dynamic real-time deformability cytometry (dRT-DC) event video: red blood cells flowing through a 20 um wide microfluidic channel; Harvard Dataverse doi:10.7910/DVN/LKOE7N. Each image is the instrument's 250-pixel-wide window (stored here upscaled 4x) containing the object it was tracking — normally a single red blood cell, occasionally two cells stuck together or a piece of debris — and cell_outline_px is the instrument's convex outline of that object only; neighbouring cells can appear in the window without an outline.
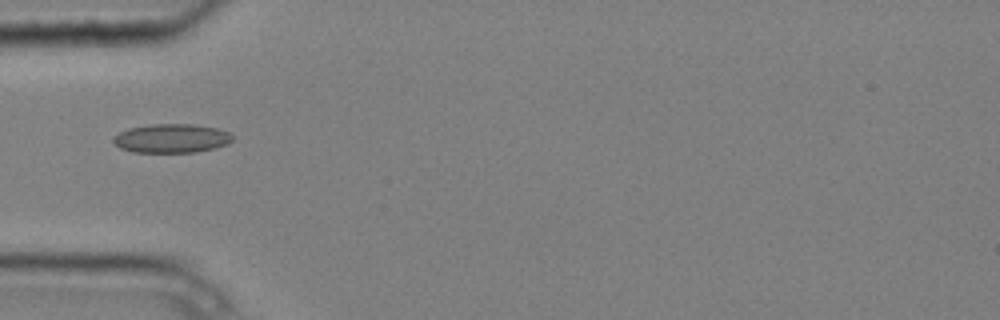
{"species": "common noctule bat (a hibernating species)", "species_latin": "Nyctalus noctula", "temperature_condition": "cold", "stored_images_in_passage": 3, "camera_frame_rate_fps": 3000, "um_per_image_px": 0.085, "animal": {"sex": "male", "body_mass_g": 20.4}, "frame": {"image": 1, "passage_image": 1, "time_ms": 0.0, "image_size_px": [1000, 320], "cell_outline_px": [[232, 140], [228, 144], [216, 148], [196, 152], [132, 152], [120, 148], [112, 140], [120, 132], [128, 128], [152, 124], [196, 124], [216, 128], [228, 132], [232, 136]], "centroid_in_image_um": [14.6, 11.76], "position_along_channel_um": 70.4, "area_um2": 20.06}}
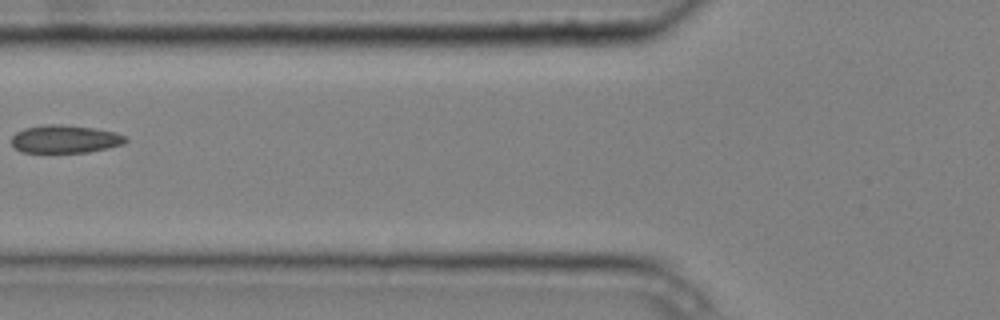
{"frame": {"image": 2, "passage_image": 2, "time_ms": 0.333, "image_size_px": [1000, 320], "cell_outline_px": [[128, 140], [124, 144], [108, 148], [88, 152], [20, 152], [12, 144], [12, 136], [16, 132], [24, 128], [44, 124], [60, 124], [96, 128], [116, 132], [128, 136]], "centroid_in_image_um": [5.57, 11.81], "position_along_channel_um": 120.2, "area_um2": 18.79}}
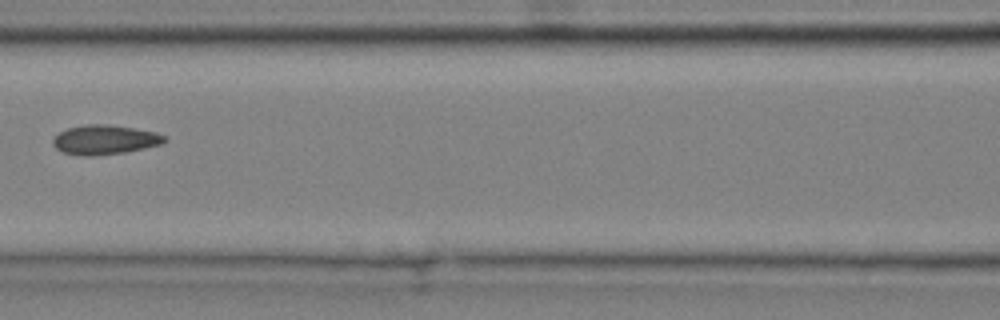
{"frame": {"image": 3, "passage_image": 3, "time_ms": 0.667, "image_size_px": [1000, 320], "cell_outline_px": [[168, 140], [164, 144], [124, 152], [92, 156], [80, 156], [64, 152], [56, 148], [52, 144], [52, 140], [60, 132], [68, 128], [88, 124], [108, 124], [156, 132], [164, 136]], "centroid_in_image_um": [8.92, 11.88], "position_along_channel_um": 157.7, "area_um2": 19.07}}